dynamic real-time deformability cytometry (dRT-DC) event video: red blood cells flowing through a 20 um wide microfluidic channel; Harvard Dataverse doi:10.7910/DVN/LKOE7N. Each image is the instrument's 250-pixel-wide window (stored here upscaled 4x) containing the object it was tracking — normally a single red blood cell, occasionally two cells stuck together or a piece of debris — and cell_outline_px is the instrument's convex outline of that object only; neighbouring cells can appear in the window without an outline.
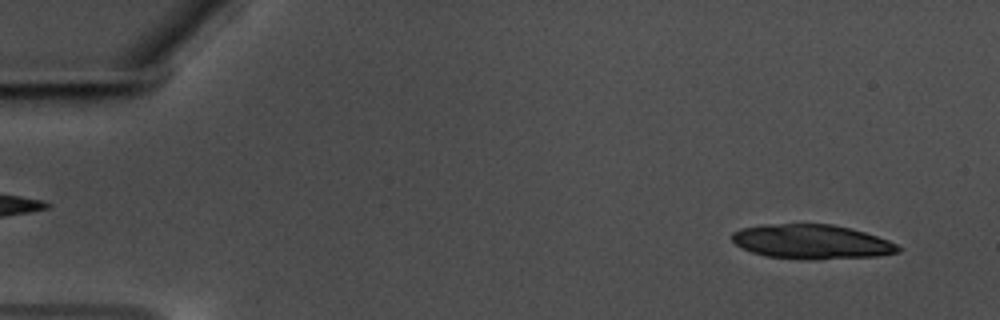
{"species": "common noctule bat (a hibernating species)", "species_latin": "Nyctalus noctula", "temperature_condition": "warm", "stored_images_in_passage": 16, "camera_frame_rate_fps": 3000, "um_per_image_px": 0.085, "animal": {"sex": "male", "body_mass_g": 17.5, "forearm_length_mm": 52.3}, "frame": {"image": 1, "passage_image": 3, "time_ms": 0.667, "image_size_px": [1000, 320], "cell_outline_px": [[904, 248], [900, 252], [880, 256], [804, 260], [764, 256], [752, 252], [736, 244], [732, 240], [732, 232], [740, 228], [764, 224], [832, 224], [864, 232], [888, 240]], "centroid_in_image_um": [69.0, 20.56], "position_along_channel_um": 16.0, "area_um2": 33.47}}